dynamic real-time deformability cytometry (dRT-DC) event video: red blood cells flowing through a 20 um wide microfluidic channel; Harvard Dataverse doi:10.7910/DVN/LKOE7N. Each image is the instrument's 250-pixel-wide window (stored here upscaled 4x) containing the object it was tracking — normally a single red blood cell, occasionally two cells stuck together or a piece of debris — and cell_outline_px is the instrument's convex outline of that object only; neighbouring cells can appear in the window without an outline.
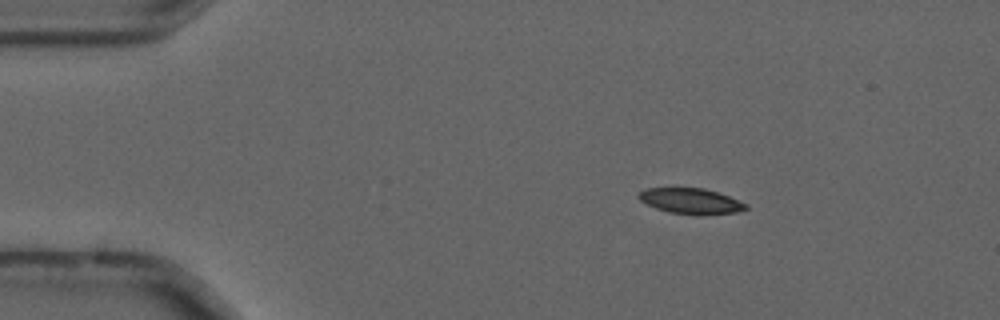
{"species": "common noctule bat (a hibernating species)", "species_latin": "Nyctalus noctula", "temperature_condition": "cold", "stored_images_in_passage": 21, "camera_frame_rate_fps": 3000, "um_per_image_px": 0.085, "animal": {"sex": "male", "forearm_length_mm": 52.5}, "frame": {"image": 1, "passage_image": 9, "time_ms": 2.667, "image_size_px": [1000, 320], "cell_outline_px": [[748, 208], [736, 212], [668, 212], [656, 208], [640, 200], [636, 196], [644, 188], [704, 188], [728, 196], [748, 204]], "centroid_in_image_um": [58.66, 17.03], "position_along_channel_um": 26.3, "area_um2": 15.09}}
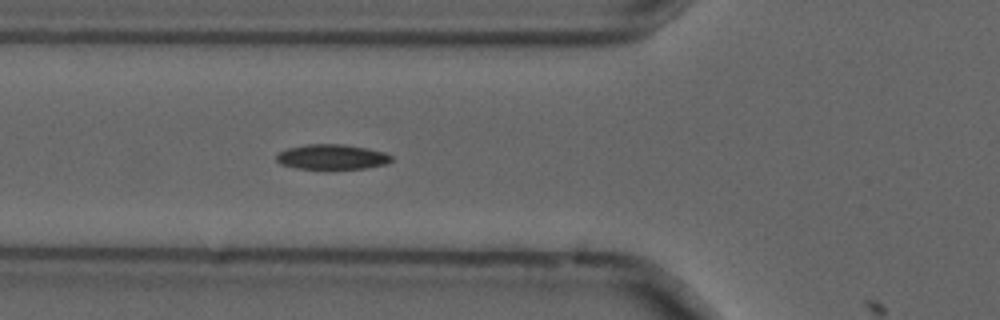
{"frame": {"image": 2, "passage_image": 20, "time_ms": 6.333, "image_size_px": [1000, 320], "cell_outline_px": [[392, 160], [388, 164], [368, 168], [296, 168], [280, 164], [276, 160], [276, 156], [280, 152], [288, 148], [308, 144], [344, 144], [368, 148], [384, 152], [392, 156]], "centroid_in_image_um": [28.25, 13.33], "position_along_channel_um": 97.5, "area_um2": 16.7}}